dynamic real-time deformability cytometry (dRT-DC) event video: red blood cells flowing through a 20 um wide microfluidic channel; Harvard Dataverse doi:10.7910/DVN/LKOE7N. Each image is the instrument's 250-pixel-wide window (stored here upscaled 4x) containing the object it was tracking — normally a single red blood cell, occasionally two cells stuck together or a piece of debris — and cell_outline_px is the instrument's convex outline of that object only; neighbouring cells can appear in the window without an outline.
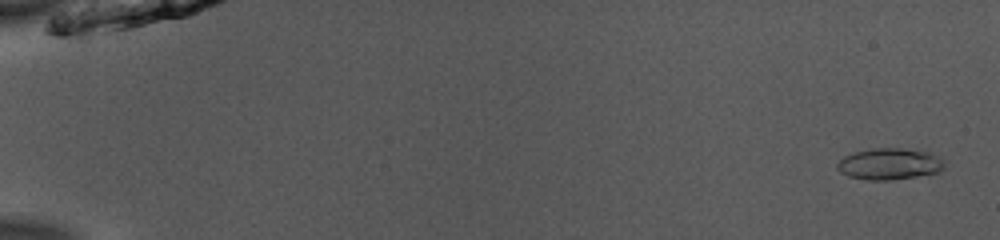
{"species": "common noctule bat (a hibernating species)", "species_latin": "Nyctalus noctula", "temperature_condition": "room temperature", "stored_images_in_passage": 52, "camera_frame_rate_fps": 3000, "um_per_image_px": 0.085, "animal": {"sex": "male", "body_mass_g": 13.0, "forearm_length_mm": 53.1}, "frame": {"image": 1, "passage_image": 2, "time_ms": 0.333, "image_size_px": [1000, 240], "cell_outline_px": [[944, 168], [940, 172], [892, 180], [868, 180], [848, 176], [840, 172], [836, 168], [836, 164], [844, 156], [856, 152], [872, 148], [900, 148], [928, 152], [944, 160]], "centroid_in_image_um": [75.59, 13.94], "position_along_channel_um": 9.4, "area_um2": 19.59}}
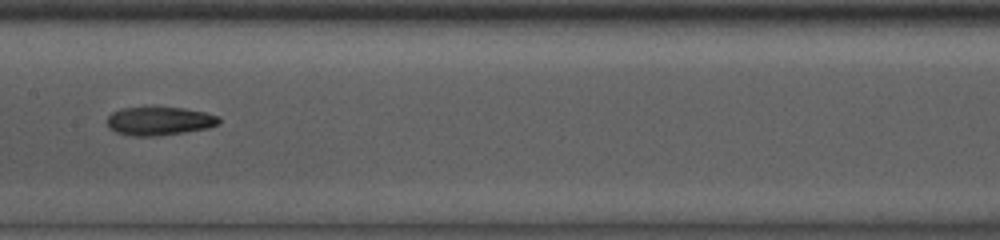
{"frame": {"image": 2, "passage_image": 28, "time_ms": 9.0, "image_size_px": [1000, 240], "cell_outline_px": [[220, 124], [208, 128], [184, 132], [156, 136], [132, 136], [116, 132], [108, 128], [108, 116], [112, 112], [120, 108], [184, 108], [204, 112], [220, 116]], "centroid_in_image_um": [13.56, 10.29], "position_along_channel_um": 193.8, "area_um2": 18.5}}
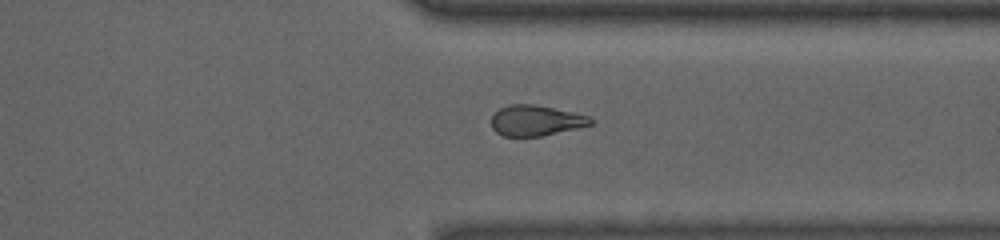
{"frame": {"image": 3, "passage_image": 41, "time_ms": 13.333, "image_size_px": [1000, 240], "cell_outline_px": [[596, 120], [592, 124], [576, 128], [540, 136], [504, 136], [496, 132], [492, 128], [492, 116], [500, 108], [508, 104], [532, 104], [572, 112], [588, 116]], "centroid_in_image_um": [45.53, 10.24], "position_along_channel_um": 365.9, "area_um2": 17.46}}